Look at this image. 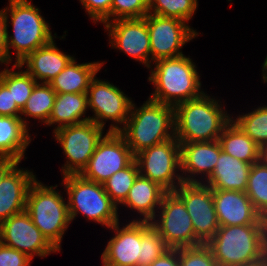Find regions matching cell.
<instances>
[{
    "mask_svg": "<svg viewBox=\"0 0 267 266\" xmlns=\"http://www.w3.org/2000/svg\"><path fill=\"white\" fill-rule=\"evenodd\" d=\"M207 92L174 107L175 137L179 143L210 142L219 139L232 121L225 106ZM224 107V108H223Z\"/></svg>",
    "mask_w": 267,
    "mask_h": 266,
    "instance_id": "obj_1",
    "label": "cell"
},
{
    "mask_svg": "<svg viewBox=\"0 0 267 266\" xmlns=\"http://www.w3.org/2000/svg\"><path fill=\"white\" fill-rule=\"evenodd\" d=\"M219 266H250L267 258V224L220 226L206 243Z\"/></svg>",
    "mask_w": 267,
    "mask_h": 266,
    "instance_id": "obj_2",
    "label": "cell"
},
{
    "mask_svg": "<svg viewBox=\"0 0 267 266\" xmlns=\"http://www.w3.org/2000/svg\"><path fill=\"white\" fill-rule=\"evenodd\" d=\"M154 63L155 67L149 68L148 81L154 86L149 99L175 107L204 93L201 76L190 56L160 59Z\"/></svg>",
    "mask_w": 267,
    "mask_h": 266,
    "instance_id": "obj_3",
    "label": "cell"
},
{
    "mask_svg": "<svg viewBox=\"0 0 267 266\" xmlns=\"http://www.w3.org/2000/svg\"><path fill=\"white\" fill-rule=\"evenodd\" d=\"M119 133L134 156L144 149L174 138V107L149 98L140 107L133 102L125 126Z\"/></svg>",
    "mask_w": 267,
    "mask_h": 266,
    "instance_id": "obj_4",
    "label": "cell"
},
{
    "mask_svg": "<svg viewBox=\"0 0 267 266\" xmlns=\"http://www.w3.org/2000/svg\"><path fill=\"white\" fill-rule=\"evenodd\" d=\"M8 6L3 8L7 27L11 21L13 33L7 31L9 49V64L12 63L11 48L15 51L13 64L21 62L28 54L49 44L57 34L52 35L50 24L41 15L40 8L32 4V0H8Z\"/></svg>",
    "mask_w": 267,
    "mask_h": 266,
    "instance_id": "obj_5",
    "label": "cell"
},
{
    "mask_svg": "<svg viewBox=\"0 0 267 266\" xmlns=\"http://www.w3.org/2000/svg\"><path fill=\"white\" fill-rule=\"evenodd\" d=\"M57 187V184L44 185L36 178L28 190L25 211L34 225L60 252L62 239L71 219L67 201L63 194L58 192Z\"/></svg>",
    "mask_w": 267,
    "mask_h": 266,
    "instance_id": "obj_6",
    "label": "cell"
},
{
    "mask_svg": "<svg viewBox=\"0 0 267 266\" xmlns=\"http://www.w3.org/2000/svg\"><path fill=\"white\" fill-rule=\"evenodd\" d=\"M63 185L71 222L79 214L107 229L119 222V208L105 192L103 184L86 180L80 174H68L63 176Z\"/></svg>",
    "mask_w": 267,
    "mask_h": 266,
    "instance_id": "obj_7",
    "label": "cell"
},
{
    "mask_svg": "<svg viewBox=\"0 0 267 266\" xmlns=\"http://www.w3.org/2000/svg\"><path fill=\"white\" fill-rule=\"evenodd\" d=\"M104 128L93 121H85L53 131L54 139L61 145L65 154V163L61 167L62 175L80 174L88 165L98 142L103 138Z\"/></svg>",
    "mask_w": 267,
    "mask_h": 266,
    "instance_id": "obj_8",
    "label": "cell"
},
{
    "mask_svg": "<svg viewBox=\"0 0 267 266\" xmlns=\"http://www.w3.org/2000/svg\"><path fill=\"white\" fill-rule=\"evenodd\" d=\"M135 161L140 175L158 183L167 192H173L183 183L180 143L176 137L144 149L135 155Z\"/></svg>",
    "mask_w": 267,
    "mask_h": 266,
    "instance_id": "obj_9",
    "label": "cell"
},
{
    "mask_svg": "<svg viewBox=\"0 0 267 266\" xmlns=\"http://www.w3.org/2000/svg\"><path fill=\"white\" fill-rule=\"evenodd\" d=\"M87 97L88 108L94 113L89 116L91 121L105 129L106 122L110 120L112 123L107 132H119L125 126L133 100L119 87L95 76L90 82Z\"/></svg>",
    "mask_w": 267,
    "mask_h": 266,
    "instance_id": "obj_10",
    "label": "cell"
},
{
    "mask_svg": "<svg viewBox=\"0 0 267 266\" xmlns=\"http://www.w3.org/2000/svg\"><path fill=\"white\" fill-rule=\"evenodd\" d=\"M157 213L150 223L170 249L202 244L195 236L185 204L174 192L163 196Z\"/></svg>",
    "mask_w": 267,
    "mask_h": 266,
    "instance_id": "obj_11",
    "label": "cell"
},
{
    "mask_svg": "<svg viewBox=\"0 0 267 266\" xmlns=\"http://www.w3.org/2000/svg\"><path fill=\"white\" fill-rule=\"evenodd\" d=\"M145 20L150 37L151 64L184 55L183 46L199 35L187 22L176 18L148 13Z\"/></svg>",
    "mask_w": 267,
    "mask_h": 266,
    "instance_id": "obj_12",
    "label": "cell"
},
{
    "mask_svg": "<svg viewBox=\"0 0 267 266\" xmlns=\"http://www.w3.org/2000/svg\"><path fill=\"white\" fill-rule=\"evenodd\" d=\"M134 159L124 137L119 132L106 131L80 175L86 180L103 184Z\"/></svg>",
    "mask_w": 267,
    "mask_h": 266,
    "instance_id": "obj_13",
    "label": "cell"
},
{
    "mask_svg": "<svg viewBox=\"0 0 267 266\" xmlns=\"http://www.w3.org/2000/svg\"><path fill=\"white\" fill-rule=\"evenodd\" d=\"M185 204L196 238L206 244L219 226L212 189L204 183H182L173 191Z\"/></svg>",
    "mask_w": 267,
    "mask_h": 266,
    "instance_id": "obj_14",
    "label": "cell"
},
{
    "mask_svg": "<svg viewBox=\"0 0 267 266\" xmlns=\"http://www.w3.org/2000/svg\"><path fill=\"white\" fill-rule=\"evenodd\" d=\"M0 242L32 260L34 256L45 258L59 252L34 225L25 210L0 223Z\"/></svg>",
    "mask_w": 267,
    "mask_h": 266,
    "instance_id": "obj_15",
    "label": "cell"
},
{
    "mask_svg": "<svg viewBox=\"0 0 267 266\" xmlns=\"http://www.w3.org/2000/svg\"><path fill=\"white\" fill-rule=\"evenodd\" d=\"M111 48L133 57L148 69L151 66L150 37L145 17L118 19L103 24Z\"/></svg>",
    "mask_w": 267,
    "mask_h": 266,
    "instance_id": "obj_16",
    "label": "cell"
},
{
    "mask_svg": "<svg viewBox=\"0 0 267 266\" xmlns=\"http://www.w3.org/2000/svg\"><path fill=\"white\" fill-rule=\"evenodd\" d=\"M128 222L123 227H120L118 222L108 228L114 232V236L101 253L102 266H138L141 251V221Z\"/></svg>",
    "mask_w": 267,
    "mask_h": 266,
    "instance_id": "obj_17",
    "label": "cell"
},
{
    "mask_svg": "<svg viewBox=\"0 0 267 266\" xmlns=\"http://www.w3.org/2000/svg\"><path fill=\"white\" fill-rule=\"evenodd\" d=\"M221 151L218 140L180 143V173L183 182L204 183L213 173Z\"/></svg>",
    "mask_w": 267,
    "mask_h": 266,
    "instance_id": "obj_18",
    "label": "cell"
},
{
    "mask_svg": "<svg viewBox=\"0 0 267 266\" xmlns=\"http://www.w3.org/2000/svg\"><path fill=\"white\" fill-rule=\"evenodd\" d=\"M219 226L267 224L243 191L212 189Z\"/></svg>",
    "mask_w": 267,
    "mask_h": 266,
    "instance_id": "obj_19",
    "label": "cell"
},
{
    "mask_svg": "<svg viewBox=\"0 0 267 266\" xmlns=\"http://www.w3.org/2000/svg\"><path fill=\"white\" fill-rule=\"evenodd\" d=\"M19 164L0 183V223L25 210L28 190L36 179L33 171Z\"/></svg>",
    "mask_w": 267,
    "mask_h": 266,
    "instance_id": "obj_20",
    "label": "cell"
},
{
    "mask_svg": "<svg viewBox=\"0 0 267 266\" xmlns=\"http://www.w3.org/2000/svg\"><path fill=\"white\" fill-rule=\"evenodd\" d=\"M74 58L61 51L53 39L49 44L28 54L18 64L39 83H50Z\"/></svg>",
    "mask_w": 267,
    "mask_h": 266,
    "instance_id": "obj_21",
    "label": "cell"
},
{
    "mask_svg": "<svg viewBox=\"0 0 267 266\" xmlns=\"http://www.w3.org/2000/svg\"><path fill=\"white\" fill-rule=\"evenodd\" d=\"M166 193L167 191L158 183L139 174L121 205L132 211L135 210L133 212L137 211L140 217H136L137 219H133V221L150 222L158 212L162 198Z\"/></svg>",
    "mask_w": 267,
    "mask_h": 266,
    "instance_id": "obj_22",
    "label": "cell"
},
{
    "mask_svg": "<svg viewBox=\"0 0 267 266\" xmlns=\"http://www.w3.org/2000/svg\"><path fill=\"white\" fill-rule=\"evenodd\" d=\"M252 164L238 160L223 150L211 176L204 184L211 189L246 191Z\"/></svg>",
    "mask_w": 267,
    "mask_h": 266,
    "instance_id": "obj_23",
    "label": "cell"
},
{
    "mask_svg": "<svg viewBox=\"0 0 267 266\" xmlns=\"http://www.w3.org/2000/svg\"><path fill=\"white\" fill-rule=\"evenodd\" d=\"M104 63L94 61L78 64L74 57L49 84L58 94L87 93L91 80Z\"/></svg>",
    "mask_w": 267,
    "mask_h": 266,
    "instance_id": "obj_24",
    "label": "cell"
},
{
    "mask_svg": "<svg viewBox=\"0 0 267 266\" xmlns=\"http://www.w3.org/2000/svg\"><path fill=\"white\" fill-rule=\"evenodd\" d=\"M20 117L0 115V158H13L21 163L32 134Z\"/></svg>",
    "mask_w": 267,
    "mask_h": 266,
    "instance_id": "obj_25",
    "label": "cell"
},
{
    "mask_svg": "<svg viewBox=\"0 0 267 266\" xmlns=\"http://www.w3.org/2000/svg\"><path fill=\"white\" fill-rule=\"evenodd\" d=\"M87 109V93H56L55 103L46 125L55 127L57 124L53 129L55 131L61 127L89 121V116L84 117Z\"/></svg>",
    "mask_w": 267,
    "mask_h": 266,
    "instance_id": "obj_26",
    "label": "cell"
},
{
    "mask_svg": "<svg viewBox=\"0 0 267 266\" xmlns=\"http://www.w3.org/2000/svg\"><path fill=\"white\" fill-rule=\"evenodd\" d=\"M218 141L225 153L238 160L250 164L259 161L260 147L233 121L224 128Z\"/></svg>",
    "mask_w": 267,
    "mask_h": 266,
    "instance_id": "obj_27",
    "label": "cell"
},
{
    "mask_svg": "<svg viewBox=\"0 0 267 266\" xmlns=\"http://www.w3.org/2000/svg\"><path fill=\"white\" fill-rule=\"evenodd\" d=\"M56 99V92L48 83H37L21 111L20 118L30 130L28 119H37L41 124H47ZM26 116V117H25ZM25 117V118H24ZM28 117V119H26ZM43 122V123H42Z\"/></svg>",
    "mask_w": 267,
    "mask_h": 266,
    "instance_id": "obj_28",
    "label": "cell"
},
{
    "mask_svg": "<svg viewBox=\"0 0 267 266\" xmlns=\"http://www.w3.org/2000/svg\"><path fill=\"white\" fill-rule=\"evenodd\" d=\"M8 67L0 71V81L12 92L13 101H16L18 108L22 111L38 82L19 64H13L12 68Z\"/></svg>",
    "mask_w": 267,
    "mask_h": 266,
    "instance_id": "obj_29",
    "label": "cell"
},
{
    "mask_svg": "<svg viewBox=\"0 0 267 266\" xmlns=\"http://www.w3.org/2000/svg\"><path fill=\"white\" fill-rule=\"evenodd\" d=\"M245 193L256 211L267 220V164L260 160L252 164Z\"/></svg>",
    "mask_w": 267,
    "mask_h": 266,
    "instance_id": "obj_30",
    "label": "cell"
},
{
    "mask_svg": "<svg viewBox=\"0 0 267 266\" xmlns=\"http://www.w3.org/2000/svg\"><path fill=\"white\" fill-rule=\"evenodd\" d=\"M232 121L259 147L267 142V105L258 106L237 117L232 116Z\"/></svg>",
    "mask_w": 267,
    "mask_h": 266,
    "instance_id": "obj_31",
    "label": "cell"
},
{
    "mask_svg": "<svg viewBox=\"0 0 267 266\" xmlns=\"http://www.w3.org/2000/svg\"><path fill=\"white\" fill-rule=\"evenodd\" d=\"M138 175L139 169L134 159L126 168L119 170L103 183L105 192L117 207L120 208L119 205L125 201Z\"/></svg>",
    "mask_w": 267,
    "mask_h": 266,
    "instance_id": "obj_32",
    "label": "cell"
},
{
    "mask_svg": "<svg viewBox=\"0 0 267 266\" xmlns=\"http://www.w3.org/2000/svg\"><path fill=\"white\" fill-rule=\"evenodd\" d=\"M170 248L149 221H141V251L138 266H149Z\"/></svg>",
    "mask_w": 267,
    "mask_h": 266,
    "instance_id": "obj_33",
    "label": "cell"
},
{
    "mask_svg": "<svg viewBox=\"0 0 267 266\" xmlns=\"http://www.w3.org/2000/svg\"><path fill=\"white\" fill-rule=\"evenodd\" d=\"M198 0H149L148 13L189 22L197 11Z\"/></svg>",
    "mask_w": 267,
    "mask_h": 266,
    "instance_id": "obj_34",
    "label": "cell"
},
{
    "mask_svg": "<svg viewBox=\"0 0 267 266\" xmlns=\"http://www.w3.org/2000/svg\"><path fill=\"white\" fill-rule=\"evenodd\" d=\"M149 0H113L111 21L142 18L148 14Z\"/></svg>",
    "mask_w": 267,
    "mask_h": 266,
    "instance_id": "obj_35",
    "label": "cell"
},
{
    "mask_svg": "<svg viewBox=\"0 0 267 266\" xmlns=\"http://www.w3.org/2000/svg\"><path fill=\"white\" fill-rule=\"evenodd\" d=\"M180 266H219L206 244L179 248Z\"/></svg>",
    "mask_w": 267,
    "mask_h": 266,
    "instance_id": "obj_36",
    "label": "cell"
},
{
    "mask_svg": "<svg viewBox=\"0 0 267 266\" xmlns=\"http://www.w3.org/2000/svg\"><path fill=\"white\" fill-rule=\"evenodd\" d=\"M90 20L95 24L111 21V6L113 0H79Z\"/></svg>",
    "mask_w": 267,
    "mask_h": 266,
    "instance_id": "obj_37",
    "label": "cell"
},
{
    "mask_svg": "<svg viewBox=\"0 0 267 266\" xmlns=\"http://www.w3.org/2000/svg\"><path fill=\"white\" fill-rule=\"evenodd\" d=\"M31 262L26 254L0 242V266H31Z\"/></svg>",
    "mask_w": 267,
    "mask_h": 266,
    "instance_id": "obj_38",
    "label": "cell"
},
{
    "mask_svg": "<svg viewBox=\"0 0 267 266\" xmlns=\"http://www.w3.org/2000/svg\"><path fill=\"white\" fill-rule=\"evenodd\" d=\"M0 115L20 117L21 110L13 101L12 92L0 81Z\"/></svg>",
    "mask_w": 267,
    "mask_h": 266,
    "instance_id": "obj_39",
    "label": "cell"
},
{
    "mask_svg": "<svg viewBox=\"0 0 267 266\" xmlns=\"http://www.w3.org/2000/svg\"><path fill=\"white\" fill-rule=\"evenodd\" d=\"M7 20L4 12L0 10V64L9 65V49L7 44Z\"/></svg>",
    "mask_w": 267,
    "mask_h": 266,
    "instance_id": "obj_40",
    "label": "cell"
},
{
    "mask_svg": "<svg viewBox=\"0 0 267 266\" xmlns=\"http://www.w3.org/2000/svg\"><path fill=\"white\" fill-rule=\"evenodd\" d=\"M149 266H180L179 249H169Z\"/></svg>",
    "mask_w": 267,
    "mask_h": 266,
    "instance_id": "obj_41",
    "label": "cell"
},
{
    "mask_svg": "<svg viewBox=\"0 0 267 266\" xmlns=\"http://www.w3.org/2000/svg\"><path fill=\"white\" fill-rule=\"evenodd\" d=\"M18 163L20 162L13 158H0V183Z\"/></svg>",
    "mask_w": 267,
    "mask_h": 266,
    "instance_id": "obj_42",
    "label": "cell"
},
{
    "mask_svg": "<svg viewBox=\"0 0 267 266\" xmlns=\"http://www.w3.org/2000/svg\"><path fill=\"white\" fill-rule=\"evenodd\" d=\"M259 160L264 164H267V142L259 149Z\"/></svg>",
    "mask_w": 267,
    "mask_h": 266,
    "instance_id": "obj_43",
    "label": "cell"
},
{
    "mask_svg": "<svg viewBox=\"0 0 267 266\" xmlns=\"http://www.w3.org/2000/svg\"><path fill=\"white\" fill-rule=\"evenodd\" d=\"M262 79H263L262 81L264 83H267V56H266L264 63L262 65Z\"/></svg>",
    "mask_w": 267,
    "mask_h": 266,
    "instance_id": "obj_44",
    "label": "cell"
},
{
    "mask_svg": "<svg viewBox=\"0 0 267 266\" xmlns=\"http://www.w3.org/2000/svg\"><path fill=\"white\" fill-rule=\"evenodd\" d=\"M250 266H267V258H265L263 261L254 264V265H250Z\"/></svg>",
    "mask_w": 267,
    "mask_h": 266,
    "instance_id": "obj_45",
    "label": "cell"
}]
</instances>
